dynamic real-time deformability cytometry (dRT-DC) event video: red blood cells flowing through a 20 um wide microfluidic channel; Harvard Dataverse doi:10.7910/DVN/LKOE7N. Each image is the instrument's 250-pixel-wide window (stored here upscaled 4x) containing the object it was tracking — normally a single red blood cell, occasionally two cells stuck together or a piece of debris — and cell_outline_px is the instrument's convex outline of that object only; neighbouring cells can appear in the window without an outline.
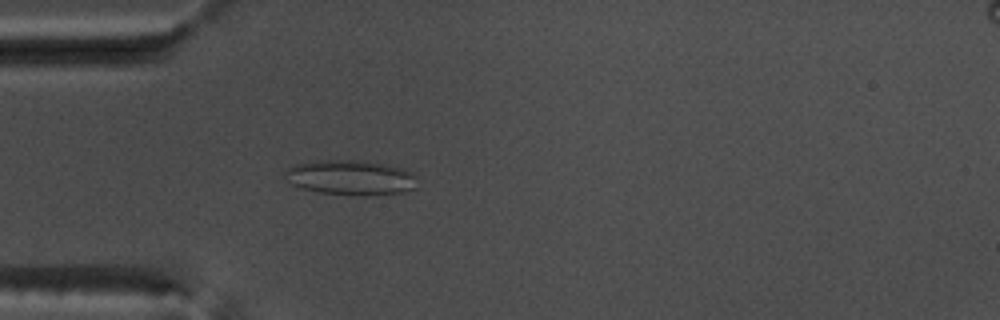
{"species": "common noctule bat (a hibernating species)", "species_latin": "Nyctalus noctula", "temperature_condition": "warm", "stored_images_in_passage": 53, "camera_frame_rate_fps": 3000, "um_per_image_px": 0.085, "animal": {"sex": "male", "body_mass_g": 17.5, "forearm_length_mm": 52.3}, "frame": {"image": 1, "passage_image": 15, "time_ms": 4.667, "image_size_px": [1000, 320], "cell_outline_px": [[416, 188], [404, 192], [364, 196], [320, 192], [300, 188], [292, 184], [284, 176], [284, 172], [288, 168], [296, 164], [316, 160], [360, 160], [404, 168], [412, 172], [416, 176]], "centroid_in_image_um": [29.82, 15.09], "position_along_channel_um": 55.2, "area_um2": 27.05}}
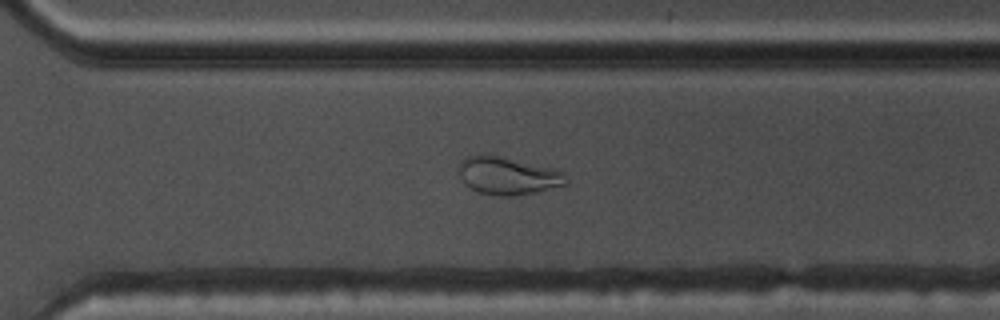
{"frame": {"image": 2, "passage_image": 37, "time_ms": 12.0, "image_size_px": [1000, 320], "cell_outline_px": [[568, 184], [536, 192], [512, 196], [500, 196], [480, 192], [464, 184], [460, 176], [460, 160], [468, 156], [496, 156], [552, 168], [564, 172], [568, 180]], "centroid_in_image_um": [43.2, 14.97], "position_along_channel_um": 327.4, "area_um2": 23.0}}
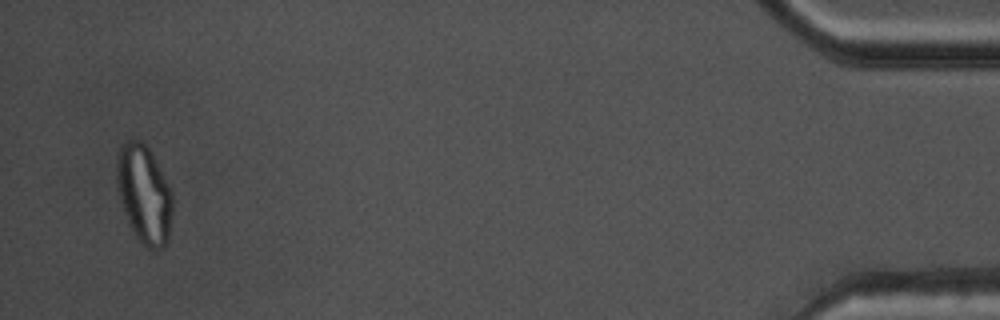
{"frame": {"image": 3, "passage_image": 51, "time_ms": 16.667, "image_size_px": [1000, 320], "cell_outline_px": [[172, 216], [168, 236], [164, 244], [156, 252], [144, 248], [136, 236], [128, 220], [120, 200], [116, 184], [116, 156], [120, 144], [132, 136], [140, 140], [148, 148], [168, 184], [172, 192]], "centroid_in_image_um": [12.22, 16.47], "position_along_channel_um": 423.0, "area_um2": 32.14}, "authors_computed_cell_mechanics": {"area_um2": 27.2816, "velocity_mm_per_s": 3.8039, "shape_relaxation_time_tau1_ms": null, "shape_relaxation_time_tau2_ms": 1.748, "deformation_change_tau1": null, "deformation_change_tau2": 0.0893}}